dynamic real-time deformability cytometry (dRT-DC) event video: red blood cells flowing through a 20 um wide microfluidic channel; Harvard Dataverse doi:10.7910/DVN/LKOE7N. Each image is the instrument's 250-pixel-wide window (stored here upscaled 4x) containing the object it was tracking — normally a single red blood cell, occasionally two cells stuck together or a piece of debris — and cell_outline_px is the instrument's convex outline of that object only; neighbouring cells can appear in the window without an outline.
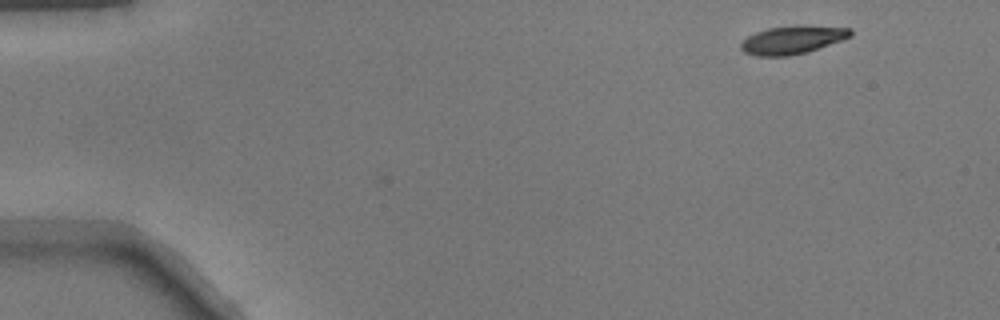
{"species": "common noctule bat (a hibernating species)", "species_latin": "Nyctalus noctula", "temperature_condition": "warm", "stored_images_in_passage": 41, "camera_frame_rate_fps": 3000, "um_per_image_px": 0.085, "animal": {"sex": "male", "body_mass_g": 17.9}, "frame": {"image": 1, "passage_image": 1, "time_ms": 0.0, "image_size_px": [1000, 320], "cell_outline_px": [[852, 36], [808, 52], [788, 56], [756, 56], [744, 52], [740, 48], [740, 44], [748, 36], [756, 32], [768, 28], [800, 24], [808, 24], [852, 28]], "centroid_in_image_um": [67.39, 3.37], "position_along_channel_um": 17.6, "area_um2": 18.32}}
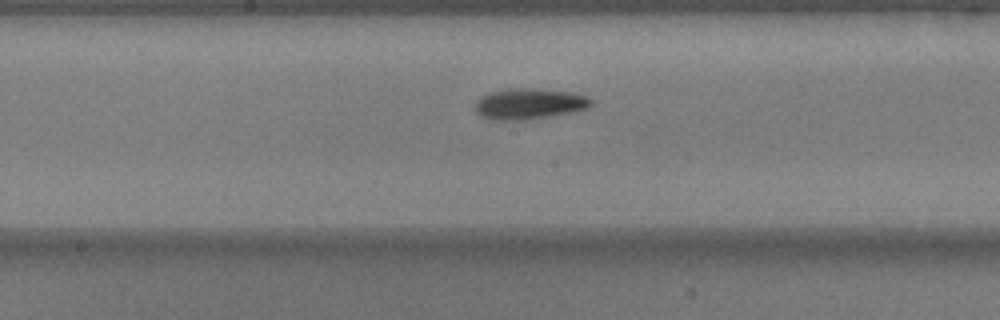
{"frame": {"image": 2, "passage_image": 23, "time_ms": 7.333, "image_size_px": [1000, 320], "cell_outline_px": [[592, 104], [588, 108], [572, 112], [524, 120], [492, 120], [480, 116], [476, 112], [476, 100], [480, 96], [488, 92], [508, 88], [536, 88], [572, 92], [584, 96], [592, 100]], "centroid_in_image_um": [44.94, 8.81], "position_along_channel_um": 203.3, "area_um2": 20.98}}
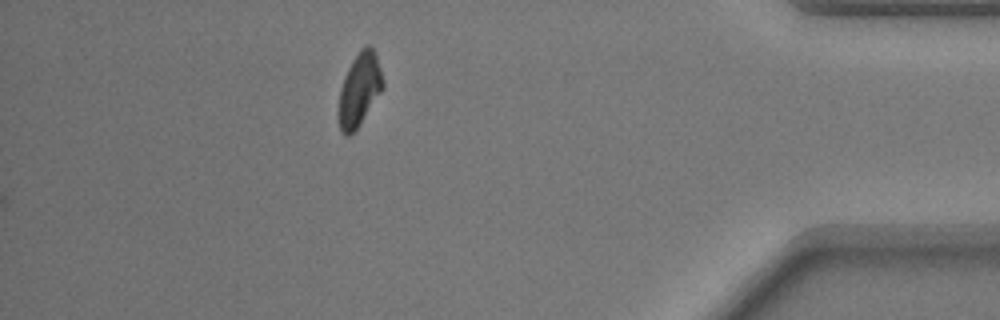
{"frame": {"image": 3, "passage_image": 41, "time_ms": 13.333, "image_size_px": [1000, 320], "cell_outline_px": [[384, 84], [380, 92], [360, 124], [348, 136], [344, 136], [340, 132], [336, 116], [340, 88], [344, 76], [352, 60], [360, 48], [368, 44], [376, 52], [384, 80]], "centroid_in_image_um": [30.51, 7.62], "position_along_channel_um": 404.7, "area_um2": 19.19}}